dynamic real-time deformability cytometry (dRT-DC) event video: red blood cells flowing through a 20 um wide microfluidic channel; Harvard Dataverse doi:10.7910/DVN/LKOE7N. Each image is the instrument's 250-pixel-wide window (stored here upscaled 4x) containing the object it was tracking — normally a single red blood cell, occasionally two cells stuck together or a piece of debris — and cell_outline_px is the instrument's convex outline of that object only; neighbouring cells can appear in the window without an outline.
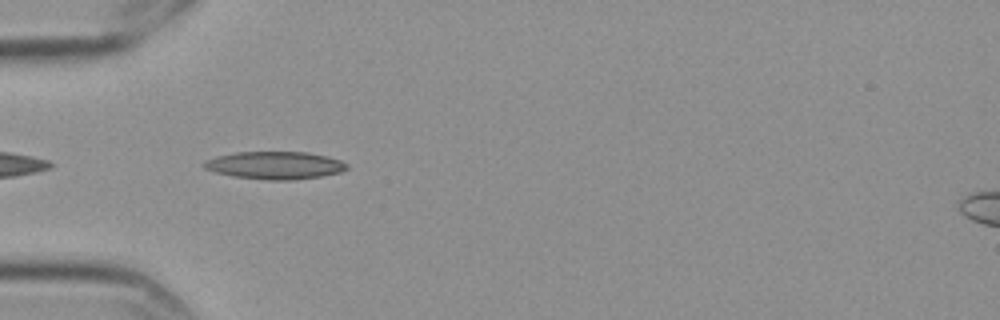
{"species": "Egyptian fruit bat (a non-hibernating species)", "species_latin": "Rousettus aegyptiacus", "temperature_condition": "cold", "stored_images_in_passage": 27, "camera_frame_rate_fps": 3000, "um_per_image_px": 0.085, "frame": {"image": 1, "passage_image": 2, "time_ms": 0.333, "image_size_px": [1000, 320], "cell_outline_px": [[348, 168], [340, 172], [320, 176], [292, 180], [268, 180], [232, 176], [216, 172], [204, 168], [200, 164], [204, 160], [216, 156], [236, 152], [308, 152], [328, 156], [340, 160], [348, 164]], "centroid_in_image_um": [23.34, 14.04], "position_along_channel_um": 61.7, "area_um2": 23.12}}
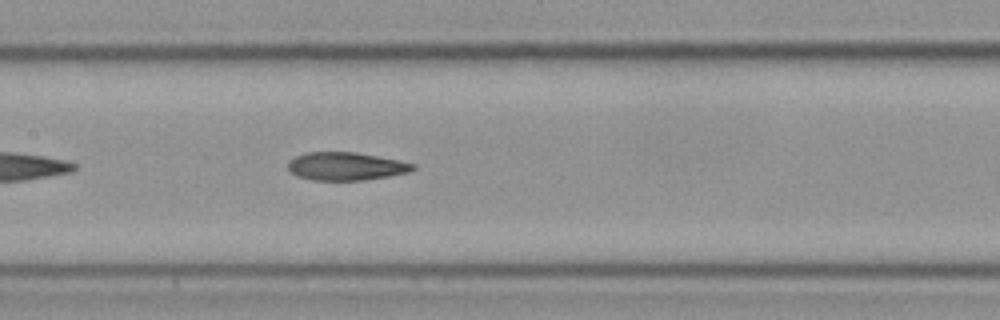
{"frame": {"image": 2, "passage_image": 12, "time_ms": 3.667, "image_size_px": [1000, 320], "cell_outline_px": [[416, 168], [408, 172], [388, 176], [364, 180], [312, 180], [296, 176], [288, 168], [288, 160], [304, 152], [356, 152], [400, 160], [416, 164]], "centroid_in_image_um": [29.4, 14.12], "position_along_channel_um": 178.0, "area_um2": 20.52}}
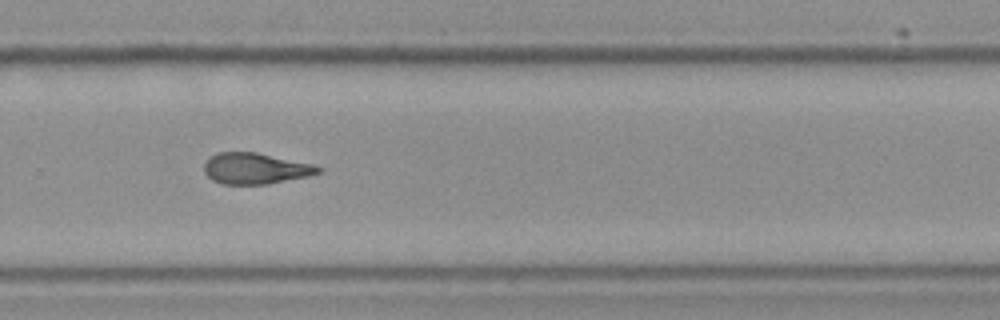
{"frame": {"image": 3, "passage_image": 23, "time_ms": 7.333, "image_size_px": [1000, 320], "cell_outline_px": [[320, 172], [308, 176], [268, 184], [220, 184], [212, 180], [204, 172], [204, 164], [212, 156], [220, 152], [256, 152], [316, 164], [320, 168]], "centroid_in_image_um": [21.72, 14.32], "position_along_channel_um": 308.1, "area_um2": 20.63}}